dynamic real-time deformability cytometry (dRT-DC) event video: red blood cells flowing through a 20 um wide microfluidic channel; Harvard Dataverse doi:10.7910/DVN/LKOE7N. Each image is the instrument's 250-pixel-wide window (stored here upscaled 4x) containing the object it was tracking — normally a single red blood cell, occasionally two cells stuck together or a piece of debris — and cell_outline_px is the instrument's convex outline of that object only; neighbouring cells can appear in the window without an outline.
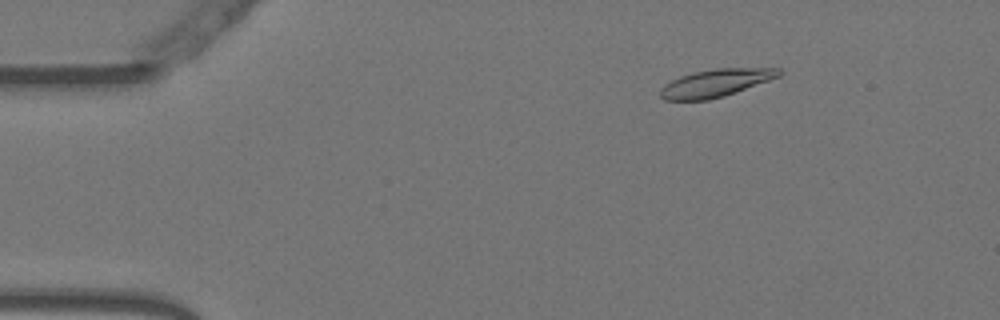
{"species": "Egyptian fruit bat (a non-hibernating species)", "species_latin": "Rousettus aegyptiacus", "temperature_condition": "warm", "stored_images_in_passage": 47, "camera_frame_rate_fps": 3000, "um_per_image_px": 0.085, "animal": {"sex": "female"}, "frame": {"image": 1, "passage_image": 1, "time_ms": 0.0, "image_size_px": [1000, 320], "cell_outline_px": [[784, 72], [780, 76], [724, 96], [708, 100], [664, 100], [660, 96], [660, 88], [664, 84], [680, 76], [692, 72], [716, 68], [780, 68]], "centroid_in_image_um": [60.82, 7.05], "position_along_channel_um": 24.2, "area_um2": 19.13}}
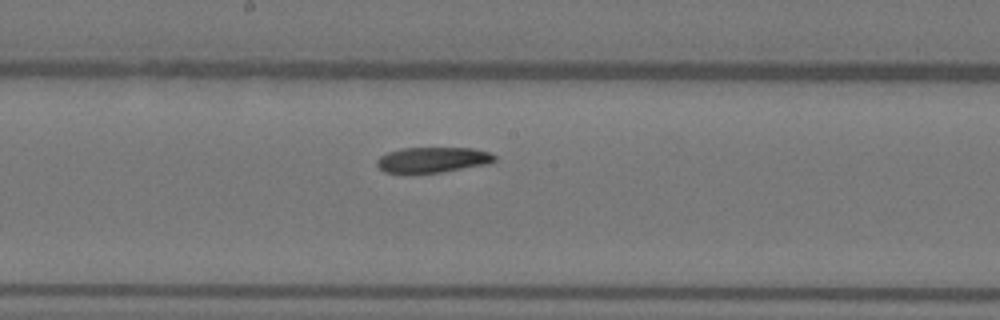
{"frame": {"image": 2, "passage_image": 22, "time_ms": 7.0, "image_size_px": [1000, 320], "cell_outline_px": [[496, 160], [488, 164], [440, 172], [384, 172], [376, 164], [376, 160], [380, 156], [388, 152], [400, 148], [472, 148], [488, 152], [496, 156]], "centroid_in_image_um": [36.78, 13.57], "position_along_channel_um": 211.4, "area_um2": 17.22}}
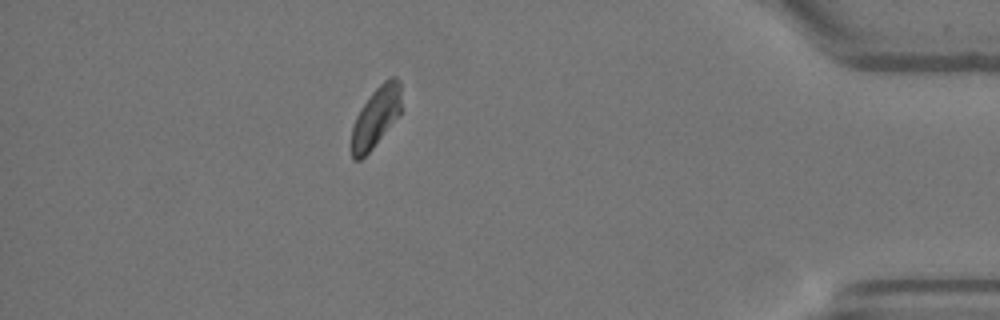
{"frame": {"image": 3, "passage_image": 41, "time_ms": 13.333, "image_size_px": [1000, 320], "cell_outline_px": [[400, 112], [372, 148], [360, 160], [352, 160], [352, 128], [356, 116], [360, 108], [372, 92], [388, 76], [396, 76], [400, 80]], "centroid_in_image_um": [31.93, 9.91], "position_along_channel_um": 403.3, "area_um2": 17.11}}